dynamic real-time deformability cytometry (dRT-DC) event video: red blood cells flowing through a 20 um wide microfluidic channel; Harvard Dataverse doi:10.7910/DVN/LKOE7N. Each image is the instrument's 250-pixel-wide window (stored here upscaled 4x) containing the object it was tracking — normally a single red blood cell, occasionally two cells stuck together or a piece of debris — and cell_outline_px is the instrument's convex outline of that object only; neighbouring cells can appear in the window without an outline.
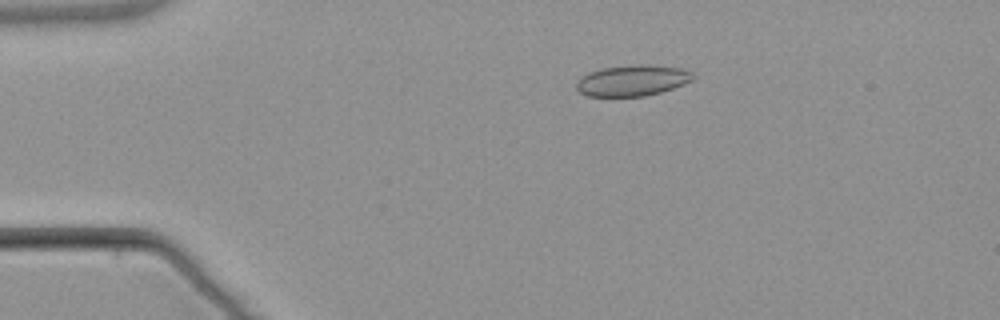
{"species": "common noctule bat (a hibernating species)", "species_latin": "Nyctalus noctula", "temperature_condition": "warm", "stored_images_in_passage": 3, "camera_frame_rate_fps": 3000, "um_per_image_px": 0.085, "animal": {"sex": "male", "body_mass_g": 21.5, "forearm_length_mm": 52.0}, "frame": {"image": 1, "passage_image": 2, "time_ms": 1.0, "image_size_px": [1000, 320], "cell_outline_px": [[696, 76], [692, 80], [684, 84], [660, 92], [644, 96], [588, 96], [580, 92], [576, 88], [576, 84], [580, 76], [588, 72], [604, 68], [632, 64], [644, 64], [680, 68], [692, 72]], "centroid_in_image_um": [53.74, 6.83], "position_along_channel_um": 31.3, "area_um2": 21.04}}